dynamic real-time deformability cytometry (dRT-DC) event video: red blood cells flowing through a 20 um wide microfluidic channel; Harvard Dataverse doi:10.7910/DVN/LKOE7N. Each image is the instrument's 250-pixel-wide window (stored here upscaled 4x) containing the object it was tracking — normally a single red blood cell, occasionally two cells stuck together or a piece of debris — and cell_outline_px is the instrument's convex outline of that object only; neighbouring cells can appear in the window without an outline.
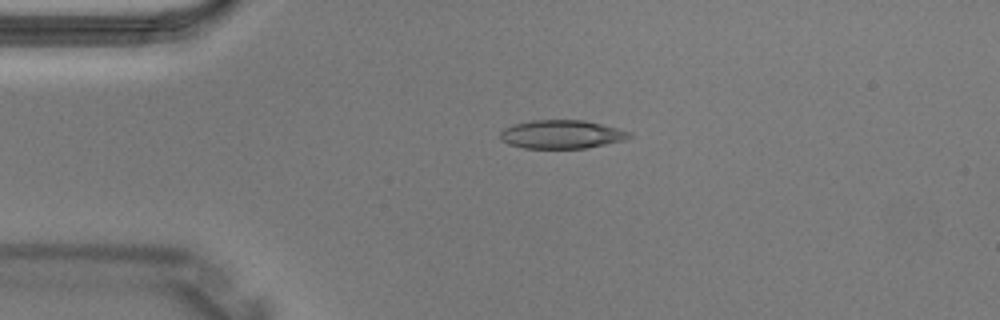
{"species": "Egyptian fruit bat (a non-hibernating species)", "species_latin": "Rousettus aegyptiacus", "temperature_condition": "warm", "stored_images_in_passage": 3, "camera_frame_rate_fps": 3000, "um_per_image_px": 0.085, "animal": {"sex": "male"}, "frame": {"image": 1, "passage_image": 3, "time_ms": 0.667, "image_size_px": [1000, 320], "cell_outline_px": [[632, 136], [624, 140], [584, 148], [524, 148], [508, 144], [500, 140], [500, 132], [504, 128], [512, 124], [532, 120], [584, 120], [632, 132]], "centroid_in_image_um": [47.69, 11.41], "position_along_channel_um": 37.3, "area_um2": 21.39}}